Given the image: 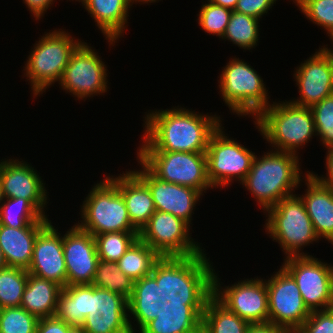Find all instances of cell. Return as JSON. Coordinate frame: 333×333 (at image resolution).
<instances>
[{"label":"cell","mask_w":333,"mask_h":333,"mask_svg":"<svg viewBox=\"0 0 333 333\" xmlns=\"http://www.w3.org/2000/svg\"><path fill=\"white\" fill-rule=\"evenodd\" d=\"M143 144L138 151L206 152L211 135L220 127L218 115L183 107L146 112Z\"/></svg>","instance_id":"cell-1"},{"label":"cell","mask_w":333,"mask_h":333,"mask_svg":"<svg viewBox=\"0 0 333 333\" xmlns=\"http://www.w3.org/2000/svg\"><path fill=\"white\" fill-rule=\"evenodd\" d=\"M128 314L123 295L83 284L62 288L55 317L86 333H112L128 322Z\"/></svg>","instance_id":"cell-2"},{"label":"cell","mask_w":333,"mask_h":333,"mask_svg":"<svg viewBox=\"0 0 333 333\" xmlns=\"http://www.w3.org/2000/svg\"><path fill=\"white\" fill-rule=\"evenodd\" d=\"M167 256L154 266L159 296L164 302L206 303L213 295V263L204 253Z\"/></svg>","instance_id":"cell-3"},{"label":"cell","mask_w":333,"mask_h":333,"mask_svg":"<svg viewBox=\"0 0 333 333\" xmlns=\"http://www.w3.org/2000/svg\"><path fill=\"white\" fill-rule=\"evenodd\" d=\"M299 160L298 155L273 149L270 152L268 149L262 157L255 155L242 185L264 212L279 200L294 195L300 187L306 175L304 173V178H301L303 173Z\"/></svg>","instance_id":"cell-4"},{"label":"cell","mask_w":333,"mask_h":333,"mask_svg":"<svg viewBox=\"0 0 333 333\" xmlns=\"http://www.w3.org/2000/svg\"><path fill=\"white\" fill-rule=\"evenodd\" d=\"M279 102L273 101L255 117L256 129L273 149L298 155V149L316 136L313 113L290 101Z\"/></svg>","instance_id":"cell-5"},{"label":"cell","mask_w":333,"mask_h":333,"mask_svg":"<svg viewBox=\"0 0 333 333\" xmlns=\"http://www.w3.org/2000/svg\"><path fill=\"white\" fill-rule=\"evenodd\" d=\"M81 43L62 29L46 32L36 41L23 69L34 97L61 80L71 54Z\"/></svg>","instance_id":"cell-6"},{"label":"cell","mask_w":333,"mask_h":333,"mask_svg":"<svg viewBox=\"0 0 333 333\" xmlns=\"http://www.w3.org/2000/svg\"><path fill=\"white\" fill-rule=\"evenodd\" d=\"M299 196L294 194L283 198L265 212V232L280 244L285 258L308 256L301 249L320 240Z\"/></svg>","instance_id":"cell-7"},{"label":"cell","mask_w":333,"mask_h":333,"mask_svg":"<svg viewBox=\"0 0 333 333\" xmlns=\"http://www.w3.org/2000/svg\"><path fill=\"white\" fill-rule=\"evenodd\" d=\"M95 184L81 207V219L76 223L91 235L110 232H139L131 223L118 186L108 177Z\"/></svg>","instance_id":"cell-8"},{"label":"cell","mask_w":333,"mask_h":333,"mask_svg":"<svg viewBox=\"0 0 333 333\" xmlns=\"http://www.w3.org/2000/svg\"><path fill=\"white\" fill-rule=\"evenodd\" d=\"M222 68L219 92L230 112L255 118L271 104L262 77L249 63L235 57Z\"/></svg>","instance_id":"cell-9"},{"label":"cell","mask_w":333,"mask_h":333,"mask_svg":"<svg viewBox=\"0 0 333 333\" xmlns=\"http://www.w3.org/2000/svg\"><path fill=\"white\" fill-rule=\"evenodd\" d=\"M140 160L157 178L198 190L212 188L207 176L206 152L137 151Z\"/></svg>","instance_id":"cell-10"},{"label":"cell","mask_w":333,"mask_h":333,"mask_svg":"<svg viewBox=\"0 0 333 333\" xmlns=\"http://www.w3.org/2000/svg\"><path fill=\"white\" fill-rule=\"evenodd\" d=\"M223 128L221 124L211 135L206 150L207 176L213 189L231 185L233 179L241 184L255 157L251 150L226 136Z\"/></svg>","instance_id":"cell-11"},{"label":"cell","mask_w":333,"mask_h":333,"mask_svg":"<svg viewBox=\"0 0 333 333\" xmlns=\"http://www.w3.org/2000/svg\"><path fill=\"white\" fill-rule=\"evenodd\" d=\"M282 267L294 278L307 308L326 310L333 303V265L312 255L291 256Z\"/></svg>","instance_id":"cell-12"},{"label":"cell","mask_w":333,"mask_h":333,"mask_svg":"<svg viewBox=\"0 0 333 333\" xmlns=\"http://www.w3.org/2000/svg\"><path fill=\"white\" fill-rule=\"evenodd\" d=\"M108 69L98 53L86 42H82L71 54L61 80L60 87L77 100L102 95L108 90Z\"/></svg>","instance_id":"cell-13"},{"label":"cell","mask_w":333,"mask_h":333,"mask_svg":"<svg viewBox=\"0 0 333 333\" xmlns=\"http://www.w3.org/2000/svg\"><path fill=\"white\" fill-rule=\"evenodd\" d=\"M190 227L183 219L156 210L139 232V238L162 257L198 255L204 249L191 238Z\"/></svg>","instance_id":"cell-14"},{"label":"cell","mask_w":333,"mask_h":333,"mask_svg":"<svg viewBox=\"0 0 333 333\" xmlns=\"http://www.w3.org/2000/svg\"><path fill=\"white\" fill-rule=\"evenodd\" d=\"M223 288L214 270L213 296L232 313L250 324L269 322L268 292L265 279L240 280Z\"/></svg>","instance_id":"cell-15"},{"label":"cell","mask_w":333,"mask_h":333,"mask_svg":"<svg viewBox=\"0 0 333 333\" xmlns=\"http://www.w3.org/2000/svg\"><path fill=\"white\" fill-rule=\"evenodd\" d=\"M269 322L283 328L286 332L297 331L311 311L302 299L294 278L281 266L266 280Z\"/></svg>","instance_id":"cell-16"},{"label":"cell","mask_w":333,"mask_h":333,"mask_svg":"<svg viewBox=\"0 0 333 333\" xmlns=\"http://www.w3.org/2000/svg\"><path fill=\"white\" fill-rule=\"evenodd\" d=\"M299 98L289 100L298 106L311 108L324 98L333 94V55L328 46L310 55L294 71Z\"/></svg>","instance_id":"cell-17"},{"label":"cell","mask_w":333,"mask_h":333,"mask_svg":"<svg viewBox=\"0 0 333 333\" xmlns=\"http://www.w3.org/2000/svg\"><path fill=\"white\" fill-rule=\"evenodd\" d=\"M37 170L26 161L7 159L0 161V183L4 198L28 200L44 217L47 206V190ZM46 205V206H45Z\"/></svg>","instance_id":"cell-18"},{"label":"cell","mask_w":333,"mask_h":333,"mask_svg":"<svg viewBox=\"0 0 333 333\" xmlns=\"http://www.w3.org/2000/svg\"><path fill=\"white\" fill-rule=\"evenodd\" d=\"M138 162L142 167L133 172L149 188L155 209L171 213L192 225V215L200 198L202 199V194L194 188L163 181L157 178L140 160Z\"/></svg>","instance_id":"cell-19"},{"label":"cell","mask_w":333,"mask_h":333,"mask_svg":"<svg viewBox=\"0 0 333 333\" xmlns=\"http://www.w3.org/2000/svg\"><path fill=\"white\" fill-rule=\"evenodd\" d=\"M67 285L92 284L98 257L95 237L74 224L63 235Z\"/></svg>","instance_id":"cell-20"},{"label":"cell","mask_w":333,"mask_h":333,"mask_svg":"<svg viewBox=\"0 0 333 333\" xmlns=\"http://www.w3.org/2000/svg\"><path fill=\"white\" fill-rule=\"evenodd\" d=\"M51 221L38 233L28 273L67 286V270L63 254V235Z\"/></svg>","instance_id":"cell-21"},{"label":"cell","mask_w":333,"mask_h":333,"mask_svg":"<svg viewBox=\"0 0 333 333\" xmlns=\"http://www.w3.org/2000/svg\"><path fill=\"white\" fill-rule=\"evenodd\" d=\"M206 303L164 302L157 317L148 322L141 333H201Z\"/></svg>","instance_id":"cell-22"},{"label":"cell","mask_w":333,"mask_h":333,"mask_svg":"<svg viewBox=\"0 0 333 333\" xmlns=\"http://www.w3.org/2000/svg\"><path fill=\"white\" fill-rule=\"evenodd\" d=\"M304 182L307 187L300 197L314 231L319 239L333 245V189L323 185L310 171H306Z\"/></svg>","instance_id":"cell-23"},{"label":"cell","mask_w":333,"mask_h":333,"mask_svg":"<svg viewBox=\"0 0 333 333\" xmlns=\"http://www.w3.org/2000/svg\"><path fill=\"white\" fill-rule=\"evenodd\" d=\"M122 174L118 177L109 174L108 177L118 186L128 210L130 221L140 232L156 211L153 198L147 185L133 170L125 171Z\"/></svg>","instance_id":"cell-24"},{"label":"cell","mask_w":333,"mask_h":333,"mask_svg":"<svg viewBox=\"0 0 333 333\" xmlns=\"http://www.w3.org/2000/svg\"><path fill=\"white\" fill-rule=\"evenodd\" d=\"M132 5L131 0H86L83 7L94 19L107 42H110L109 46H114L124 35Z\"/></svg>","instance_id":"cell-25"},{"label":"cell","mask_w":333,"mask_h":333,"mask_svg":"<svg viewBox=\"0 0 333 333\" xmlns=\"http://www.w3.org/2000/svg\"><path fill=\"white\" fill-rule=\"evenodd\" d=\"M46 225L13 228L0 224V247L7 266L28 270L36 236Z\"/></svg>","instance_id":"cell-26"},{"label":"cell","mask_w":333,"mask_h":333,"mask_svg":"<svg viewBox=\"0 0 333 333\" xmlns=\"http://www.w3.org/2000/svg\"><path fill=\"white\" fill-rule=\"evenodd\" d=\"M62 288L54 281L28 274L21 307L38 319L53 317Z\"/></svg>","instance_id":"cell-27"},{"label":"cell","mask_w":333,"mask_h":333,"mask_svg":"<svg viewBox=\"0 0 333 333\" xmlns=\"http://www.w3.org/2000/svg\"><path fill=\"white\" fill-rule=\"evenodd\" d=\"M250 323L221 304L213 295L202 315L201 333H246Z\"/></svg>","instance_id":"cell-28"},{"label":"cell","mask_w":333,"mask_h":333,"mask_svg":"<svg viewBox=\"0 0 333 333\" xmlns=\"http://www.w3.org/2000/svg\"><path fill=\"white\" fill-rule=\"evenodd\" d=\"M161 257L157 251L138 237L117 263L125 275L137 281L150 275Z\"/></svg>","instance_id":"cell-29"},{"label":"cell","mask_w":333,"mask_h":333,"mask_svg":"<svg viewBox=\"0 0 333 333\" xmlns=\"http://www.w3.org/2000/svg\"><path fill=\"white\" fill-rule=\"evenodd\" d=\"M50 221L26 199L4 198L0 205L1 225L24 228L26 225H47Z\"/></svg>","instance_id":"cell-30"},{"label":"cell","mask_w":333,"mask_h":333,"mask_svg":"<svg viewBox=\"0 0 333 333\" xmlns=\"http://www.w3.org/2000/svg\"><path fill=\"white\" fill-rule=\"evenodd\" d=\"M259 22V19L232 11L222 40L228 39L244 50L255 48L260 38Z\"/></svg>","instance_id":"cell-31"},{"label":"cell","mask_w":333,"mask_h":333,"mask_svg":"<svg viewBox=\"0 0 333 333\" xmlns=\"http://www.w3.org/2000/svg\"><path fill=\"white\" fill-rule=\"evenodd\" d=\"M134 282L119 269L117 262L99 260L92 285L119 293L129 299Z\"/></svg>","instance_id":"cell-32"},{"label":"cell","mask_w":333,"mask_h":333,"mask_svg":"<svg viewBox=\"0 0 333 333\" xmlns=\"http://www.w3.org/2000/svg\"><path fill=\"white\" fill-rule=\"evenodd\" d=\"M28 271L6 266L0 269V309L20 307Z\"/></svg>","instance_id":"cell-33"},{"label":"cell","mask_w":333,"mask_h":333,"mask_svg":"<svg viewBox=\"0 0 333 333\" xmlns=\"http://www.w3.org/2000/svg\"><path fill=\"white\" fill-rule=\"evenodd\" d=\"M94 237L99 259L117 262L139 237V232H110Z\"/></svg>","instance_id":"cell-34"},{"label":"cell","mask_w":333,"mask_h":333,"mask_svg":"<svg viewBox=\"0 0 333 333\" xmlns=\"http://www.w3.org/2000/svg\"><path fill=\"white\" fill-rule=\"evenodd\" d=\"M38 321L21 306L0 309V333H36Z\"/></svg>","instance_id":"cell-35"},{"label":"cell","mask_w":333,"mask_h":333,"mask_svg":"<svg viewBox=\"0 0 333 333\" xmlns=\"http://www.w3.org/2000/svg\"><path fill=\"white\" fill-rule=\"evenodd\" d=\"M200 8L198 16L199 26L209 35H215L222 39L232 10L213 4L206 0Z\"/></svg>","instance_id":"cell-36"},{"label":"cell","mask_w":333,"mask_h":333,"mask_svg":"<svg viewBox=\"0 0 333 333\" xmlns=\"http://www.w3.org/2000/svg\"><path fill=\"white\" fill-rule=\"evenodd\" d=\"M316 135L327 150L333 147V94L311 107Z\"/></svg>","instance_id":"cell-37"},{"label":"cell","mask_w":333,"mask_h":333,"mask_svg":"<svg viewBox=\"0 0 333 333\" xmlns=\"http://www.w3.org/2000/svg\"><path fill=\"white\" fill-rule=\"evenodd\" d=\"M298 9L308 20L325 28L328 36H333V0H304Z\"/></svg>","instance_id":"cell-38"},{"label":"cell","mask_w":333,"mask_h":333,"mask_svg":"<svg viewBox=\"0 0 333 333\" xmlns=\"http://www.w3.org/2000/svg\"><path fill=\"white\" fill-rule=\"evenodd\" d=\"M164 301L159 296L156 279L150 274L134 282L133 292L128 299V305H162Z\"/></svg>","instance_id":"cell-39"},{"label":"cell","mask_w":333,"mask_h":333,"mask_svg":"<svg viewBox=\"0 0 333 333\" xmlns=\"http://www.w3.org/2000/svg\"><path fill=\"white\" fill-rule=\"evenodd\" d=\"M298 333H333V318L327 310L312 311Z\"/></svg>","instance_id":"cell-40"},{"label":"cell","mask_w":333,"mask_h":333,"mask_svg":"<svg viewBox=\"0 0 333 333\" xmlns=\"http://www.w3.org/2000/svg\"><path fill=\"white\" fill-rule=\"evenodd\" d=\"M277 0H238L234 11L261 19Z\"/></svg>","instance_id":"cell-41"},{"label":"cell","mask_w":333,"mask_h":333,"mask_svg":"<svg viewBox=\"0 0 333 333\" xmlns=\"http://www.w3.org/2000/svg\"><path fill=\"white\" fill-rule=\"evenodd\" d=\"M160 305L149 304V305H128V320L131 318L137 323L136 327L141 330L148 322L157 317Z\"/></svg>","instance_id":"cell-42"},{"label":"cell","mask_w":333,"mask_h":333,"mask_svg":"<svg viewBox=\"0 0 333 333\" xmlns=\"http://www.w3.org/2000/svg\"><path fill=\"white\" fill-rule=\"evenodd\" d=\"M72 327L53 316L39 319L36 333H69Z\"/></svg>","instance_id":"cell-43"},{"label":"cell","mask_w":333,"mask_h":333,"mask_svg":"<svg viewBox=\"0 0 333 333\" xmlns=\"http://www.w3.org/2000/svg\"><path fill=\"white\" fill-rule=\"evenodd\" d=\"M24 4L36 20L42 19L46 10L55 2L54 0H23Z\"/></svg>","instance_id":"cell-44"},{"label":"cell","mask_w":333,"mask_h":333,"mask_svg":"<svg viewBox=\"0 0 333 333\" xmlns=\"http://www.w3.org/2000/svg\"><path fill=\"white\" fill-rule=\"evenodd\" d=\"M326 176L321 177L318 174L311 172L323 185L333 189V147L326 151Z\"/></svg>","instance_id":"cell-45"},{"label":"cell","mask_w":333,"mask_h":333,"mask_svg":"<svg viewBox=\"0 0 333 333\" xmlns=\"http://www.w3.org/2000/svg\"><path fill=\"white\" fill-rule=\"evenodd\" d=\"M246 333H286V331L273 323L250 324Z\"/></svg>","instance_id":"cell-46"},{"label":"cell","mask_w":333,"mask_h":333,"mask_svg":"<svg viewBox=\"0 0 333 333\" xmlns=\"http://www.w3.org/2000/svg\"><path fill=\"white\" fill-rule=\"evenodd\" d=\"M209 2L220 5L234 11L238 0H208Z\"/></svg>","instance_id":"cell-47"},{"label":"cell","mask_w":333,"mask_h":333,"mask_svg":"<svg viewBox=\"0 0 333 333\" xmlns=\"http://www.w3.org/2000/svg\"><path fill=\"white\" fill-rule=\"evenodd\" d=\"M132 324H134V322L132 323L131 320H128L127 323H125L122 327L114 330L112 333H136V327L132 326ZM139 333H141V330L139 331Z\"/></svg>","instance_id":"cell-48"},{"label":"cell","mask_w":333,"mask_h":333,"mask_svg":"<svg viewBox=\"0 0 333 333\" xmlns=\"http://www.w3.org/2000/svg\"><path fill=\"white\" fill-rule=\"evenodd\" d=\"M7 264L5 262V259H4V256H3V253H2V249L0 247V269L6 267Z\"/></svg>","instance_id":"cell-49"},{"label":"cell","mask_w":333,"mask_h":333,"mask_svg":"<svg viewBox=\"0 0 333 333\" xmlns=\"http://www.w3.org/2000/svg\"><path fill=\"white\" fill-rule=\"evenodd\" d=\"M69 333H86L82 327H72L70 330H69Z\"/></svg>","instance_id":"cell-50"},{"label":"cell","mask_w":333,"mask_h":333,"mask_svg":"<svg viewBox=\"0 0 333 333\" xmlns=\"http://www.w3.org/2000/svg\"><path fill=\"white\" fill-rule=\"evenodd\" d=\"M157 1H159V0H131V2H132V4L135 2H139V4L141 3H145V4H147L148 3V5H149V3L151 4V3H154V2H157Z\"/></svg>","instance_id":"cell-51"},{"label":"cell","mask_w":333,"mask_h":333,"mask_svg":"<svg viewBox=\"0 0 333 333\" xmlns=\"http://www.w3.org/2000/svg\"><path fill=\"white\" fill-rule=\"evenodd\" d=\"M4 200V196H3V193H2V186H1V183H0V205L2 204Z\"/></svg>","instance_id":"cell-52"},{"label":"cell","mask_w":333,"mask_h":333,"mask_svg":"<svg viewBox=\"0 0 333 333\" xmlns=\"http://www.w3.org/2000/svg\"><path fill=\"white\" fill-rule=\"evenodd\" d=\"M326 310L332 315L333 318V303Z\"/></svg>","instance_id":"cell-53"},{"label":"cell","mask_w":333,"mask_h":333,"mask_svg":"<svg viewBox=\"0 0 333 333\" xmlns=\"http://www.w3.org/2000/svg\"><path fill=\"white\" fill-rule=\"evenodd\" d=\"M297 6L301 4L304 0H292Z\"/></svg>","instance_id":"cell-54"},{"label":"cell","mask_w":333,"mask_h":333,"mask_svg":"<svg viewBox=\"0 0 333 333\" xmlns=\"http://www.w3.org/2000/svg\"><path fill=\"white\" fill-rule=\"evenodd\" d=\"M331 39V42H333V36L329 37ZM328 50L330 51V53L333 55V49H330V47L328 48Z\"/></svg>","instance_id":"cell-55"},{"label":"cell","mask_w":333,"mask_h":333,"mask_svg":"<svg viewBox=\"0 0 333 333\" xmlns=\"http://www.w3.org/2000/svg\"><path fill=\"white\" fill-rule=\"evenodd\" d=\"M72 1H73V0H72ZM75 1H79V2H81L82 4H84L86 0H75Z\"/></svg>","instance_id":"cell-56"},{"label":"cell","mask_w":333,"mask_h":333,"mask_svg":"<svg viewBox=\"0 0 333 333\" xmlns=\"http://www.w3.org/2000/svg\"><path fill=\"white\" fill-rule=\"evenodd\" d=\"M286 333H298L297 331H293V332H286Z\"/></svg>","instance_id":"cell-57"}]
</instances>
